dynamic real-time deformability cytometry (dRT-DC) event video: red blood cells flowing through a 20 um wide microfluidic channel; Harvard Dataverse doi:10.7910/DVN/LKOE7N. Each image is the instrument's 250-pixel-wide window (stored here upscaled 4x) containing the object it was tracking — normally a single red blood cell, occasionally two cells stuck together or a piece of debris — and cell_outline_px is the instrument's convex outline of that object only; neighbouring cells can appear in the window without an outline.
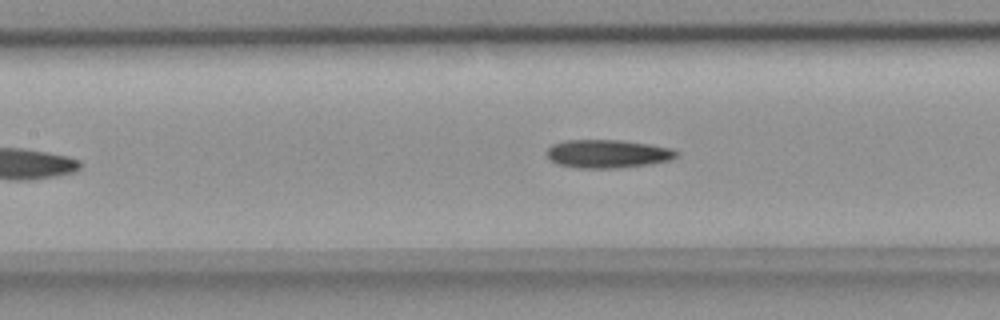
{"species": "common noctule bat (a hibernating species)", "species_latin": "Nyctalus noctula", "temperature_condition": "room temperature", "stored_images_in_passage": 38, "camera_frame_rate_fps": 3000, "um_per_image_px": 0.085, "animal": {"sex": "female", "body_mass_g": 18.4}, "frame": {"image": 1, "passage_image": 12, "time_ms": 3.667, "image_size_px": [1000, 320], "cell_outline_px": [[680, 156], [672, 160], [652, 164], [616, 168], [576, 168], [556, 164], [548, 160], [548, 148], [552, 144], [564, 140], [620, 140], [648, 144], [672, 148], [680, 152]], "centroid_in_image_um": [51.68, 13.08], "position_along_channel_um": 155.7, "area_um2": 21.73}}
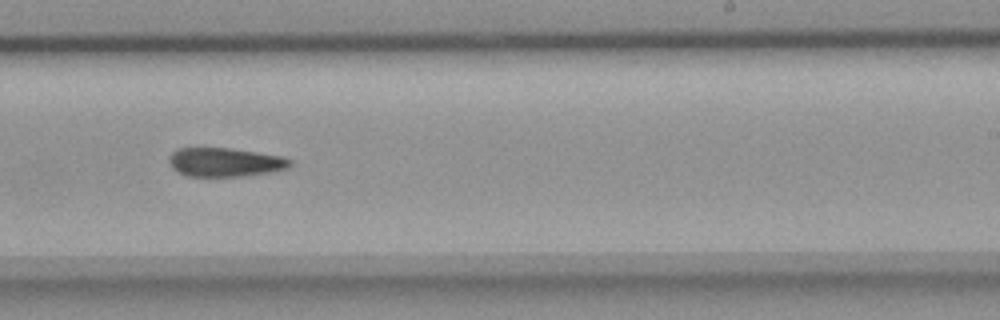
{"frame": {"image": 2, "passage_image": 21, "time_ms": 6.667, "image_size_px": [1000, 320], "cell_outline_px": [[292, 164], [288, 168], [268, 172], [240, 176], [188, 176], [172, 168], [168, 160], [168, 156], [176, 148], [196, 144], [228, 148], [284, 156], [292, 160]], "centroid_in_image_um": [19.04, 13.73], "position_along_channel_um": 270.0, "area_um2": 21.04}}
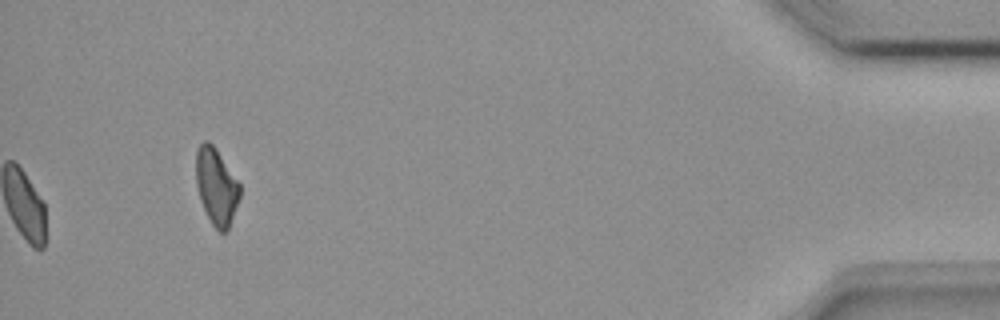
{"frame": {"image": 3, "passage_image": 38, "time_ms": 12.333, "image_size_px": [1000, 320], "cell_outline_px": [[240, 196], [228, 232], [220, 232], [212, 224], [200, 200], [196, 184], [196, 148], [204, 140], [208, 140], [212, 144], [240, 184]], "centroid_in_image_um": [18.38, 15.86], "position_along_channel_um": 416.8, "area_um2": 19.42}}